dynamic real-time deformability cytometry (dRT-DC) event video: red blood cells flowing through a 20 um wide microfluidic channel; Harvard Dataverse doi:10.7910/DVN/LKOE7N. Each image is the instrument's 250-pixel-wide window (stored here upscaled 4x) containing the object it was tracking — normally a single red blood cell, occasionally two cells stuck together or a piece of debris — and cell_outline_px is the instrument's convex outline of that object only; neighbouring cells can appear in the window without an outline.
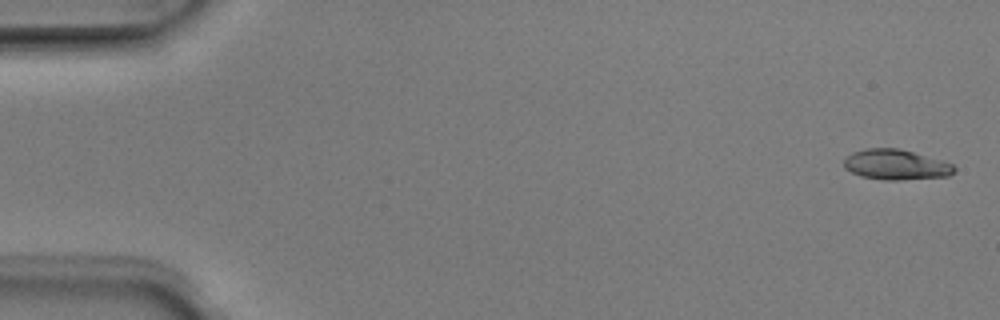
{"species": "Egyptian fruit bat (a non-hibernating species)", "species_latin": "Rousettus aegyptiacus", "temperature_condition": "room temperature", "stored_images_in_passage": 4, "camera_frame_rate_fps": 3000, "um_per_image_px": 0.085, "animal": {"sex": "male"}, "frame": {"image": 1, "passage_image": 1, "time_ms": 0.0, "image_size_px": [1000, 320], "cell_outline_px": [[956, 172], [948, 176], [900, 180], [884, 180], [860, 176], [844, 168], [844, 160], [852, 152], [864, 148], [900, 148], [940, 160], [952, 164], [956, 168]], "centroid_in_image_um": [76.14, 14.0], "position_along_channel_um": 8.9, "area_um2": 19.48}}
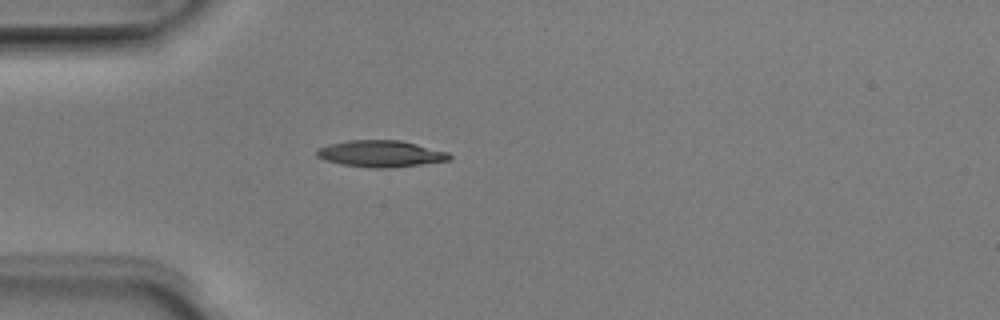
{"frame": {"image": 2, "passage_image": 4, "time_ms": 1.0, "image_size_px": [1000, 320], "cell_outline_px": [[452, 156], [448, 160], [392, 168], [372, 168], [340, 164], [324, 160], [316, 156], [316, 148], [328, 144], [348, 140], [400, 140], [448, 152]], "centroid_in_image_um": [32.3, 13.06], "position_along_channel_um": 52.7, "area_um2": 20.58}}